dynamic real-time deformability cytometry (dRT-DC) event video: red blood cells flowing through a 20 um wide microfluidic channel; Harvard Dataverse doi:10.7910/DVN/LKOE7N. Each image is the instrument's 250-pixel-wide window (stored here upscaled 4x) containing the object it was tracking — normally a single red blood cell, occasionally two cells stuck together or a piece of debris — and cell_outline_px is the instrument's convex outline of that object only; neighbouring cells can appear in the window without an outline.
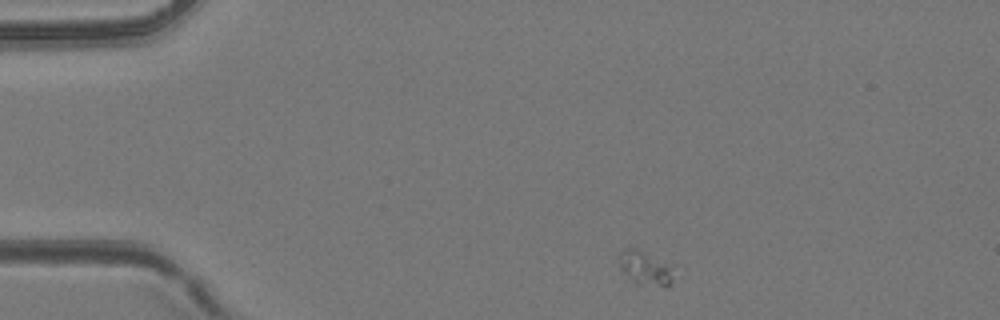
{"species": "common noctule bat (a hibernating species)", "species_latin": "Nyctalus noctula", "temperature_condition": "room temperature", "stored_images_in_passage": 39, "camera_frame_rate_fps": 3000, "um_per_image_px": 0.085, "animal": {"sex": "female", "body_mass_g": 24.6, "forearm_length_mm": 56.2}, "frame": {"image": 1, "passage_image": 1, "time_ms": 0.0, "image_size_px": [1000, 320], "cell_outline_px": [[672, 284], [668, 288], [664, 288], [636, 284], [620, 268], [616, 260], [620, 252], [624, 248], [640, 248], [672, 264]], "centroid_in_image_um": [54.86, 22.78], "position_along_channel_um": 30.1, "area_um2": 11.5}}